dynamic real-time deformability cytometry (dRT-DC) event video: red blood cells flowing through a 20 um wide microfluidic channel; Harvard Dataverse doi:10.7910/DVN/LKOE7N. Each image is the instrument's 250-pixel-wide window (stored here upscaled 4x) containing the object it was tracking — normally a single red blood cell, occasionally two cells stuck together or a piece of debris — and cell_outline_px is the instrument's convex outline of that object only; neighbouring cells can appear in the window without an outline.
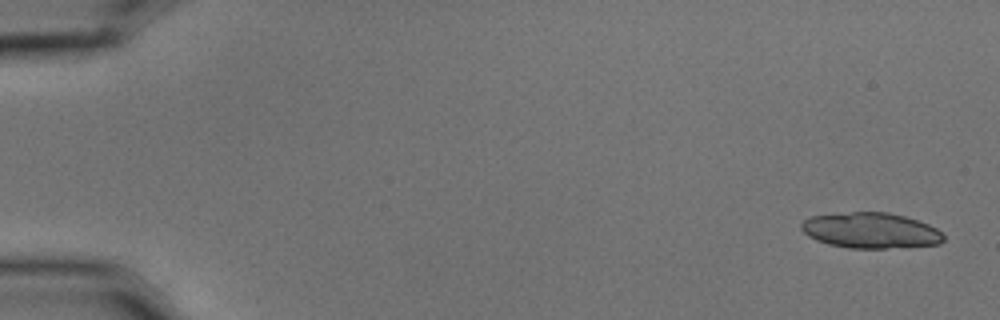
{"species": "common noctule bat (a hibernating species)", "species_latin": "Nyctalus noctula", "temperature_condition": "cold", "stored_images_in_passage": 5, "camera_frame_rate_fps": 3000, "um_per_image_px": 0.085, "animal": {"sex": "male", "body_mass_g": 15.6}, "frame": {"image": 1, "passage_image": 1, "time_ms": 0.0, "image_size_px": [1000, 320], "cell_outline_px": [[944, 240], [940, 244], [884, 248], [848, 248], [828, 244], [816, 240], [808, 236], [800, 228], [800, 224], [808, 216], [852, 212], [888, 212], [904, 216], [928, 224], [936, 228], [944, 236]], "centroid_in_image_um": [73.97, 19.59], "position_along_channel_um": 11.0, "area_um2": 29.48}}